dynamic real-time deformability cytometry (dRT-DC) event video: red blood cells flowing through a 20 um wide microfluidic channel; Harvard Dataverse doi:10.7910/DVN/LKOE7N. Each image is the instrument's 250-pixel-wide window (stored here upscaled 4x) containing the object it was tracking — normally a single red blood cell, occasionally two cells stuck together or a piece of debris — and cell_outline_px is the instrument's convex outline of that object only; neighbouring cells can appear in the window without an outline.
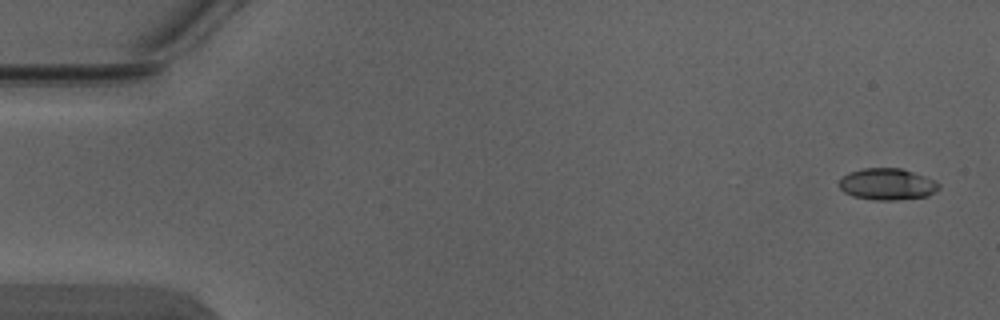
{"species": "Egyptian fruit bat (a non-hibernating species)", "species_latin": "Rousettus aegyptiacus", "temperature_condition": "warm", "stored_images_in_passage": 6, "camera_frame_rate_fps": 3000, "um_per_image_px": 0.085, "animal": {"sex": "male"}, "frame": {"image": 1, "passage_image": 1, "time_ms": 0.0, "image_size_px": [1000, 320], "cell_outline_px": [[940, 188], [936, 192], [928, 196], [896, 200], [872, 200], [852, 196], [844, 192], [840, 188], [840, 180], [848, 172], [864, 168], [900, 168], [936, 180], [940, 184]], "centroid_in_image_um": [75.44, 15.66], "position_along_channel_um": 9.6, "area_um2": 18.44}}
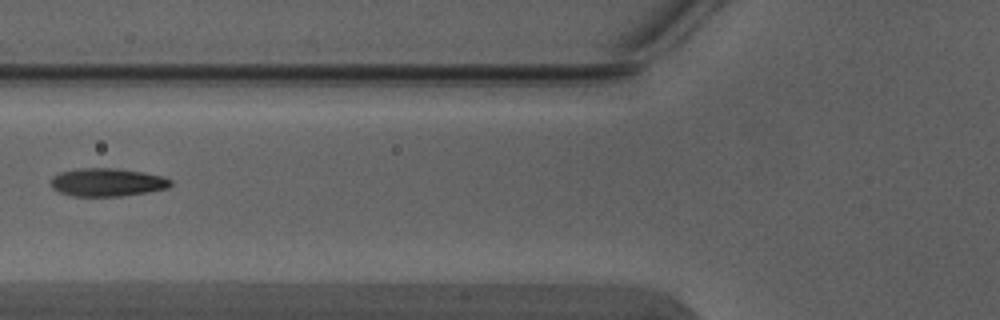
{"frame": {"image": 2, "passage_image": 5, "time_ms": 1.333, "image_size_px": [1000, 320], "cell_outline_px": [[172, 184], [168, 188], [148, 192], [120, 196], [72, 196], [60, 192], [52, 188], [52, 176], [60, 172], [76, 168], [116, 168], [144, 172], [164, 176], [172, 180]], "centroid_in_image_um": [9.14, 15.48], "position_along_channel_um": 116.7, "area_um2": 19.77}}
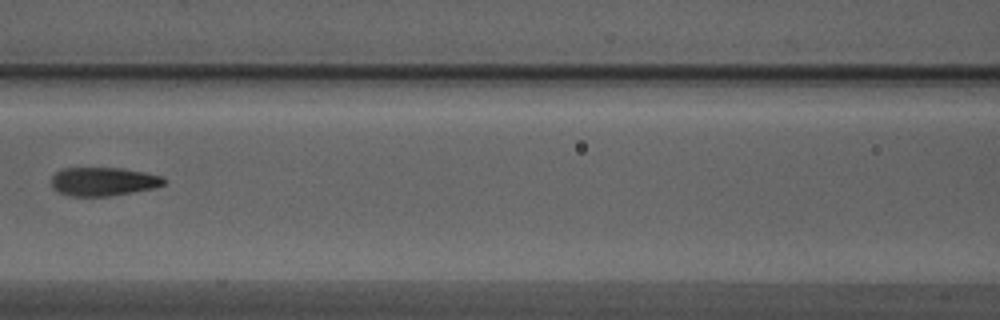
{"frame": {"image": 3, "passage_image": 6, "time_ms": 1.667, "image_size_px": [1000, 320], "cell_outline_px": [[168, 180], [164, 184], [152, 188], [132, 192], [108, 196], [72, 196], [60, 192], [52, 184], [52, 176], [56, 172], [64, 168], [124, 168], [164, 176]], "centroid_in_image_um": [8.84, 15.42], "position_along_channel_um": 157.8, "area_um2": 18.61}}